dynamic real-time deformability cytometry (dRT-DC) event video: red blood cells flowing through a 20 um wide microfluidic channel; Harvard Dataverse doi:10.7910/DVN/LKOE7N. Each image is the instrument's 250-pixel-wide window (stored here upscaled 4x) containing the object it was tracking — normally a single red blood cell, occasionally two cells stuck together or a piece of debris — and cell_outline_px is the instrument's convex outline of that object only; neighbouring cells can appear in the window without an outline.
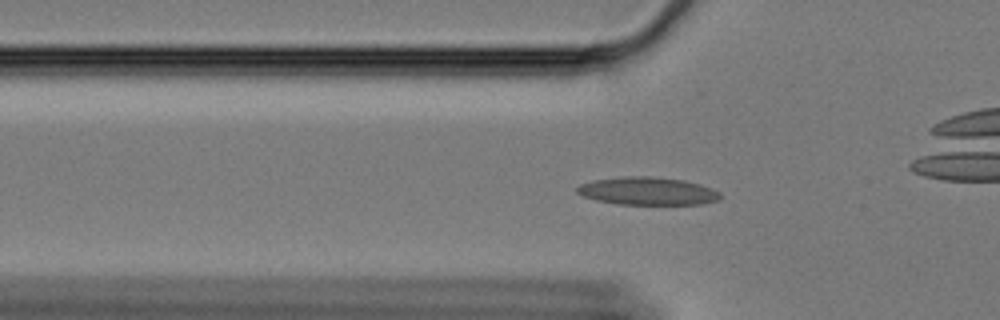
{"species": "Egyptian fruit bat (a non-hibernating species)", "species_latin": "Rousettus aegyptiacus", "temperature_condition": "cold", "stored_images_in_passage": 60, "camera_frame_rate_fps": 3000, "um_per_image_px": 0.085, "animal": {"sex": "female"}, "frame": {"image": 1, "passage_image": 19, "time_ms": 6.0, "image_size_px": [1000, 320], "cell_outline_px": [[720, 200], [704, 204], [616, 204], [596, 200], [584, 196], [576, 192], [576, 188], [580, 184], [592, 180], [624, 176], [652, 176], [684, 180], [700, 184], [712, 188], [720, 192]], "centroid_in_image_um": [55.05, 16.24], "position_along_channel_um": 70.7, "area_um2": 23.41}}
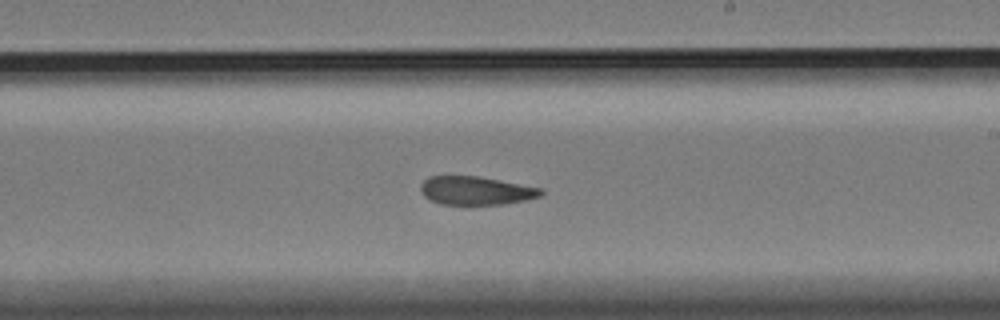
{"frame": {"image": 2, "passage_image": 35, "time_ms": 11.333, "image_size_px": [1000, 320], "cell_outline_px": [[544, 192], [540, 196], [524, 200], [504, 204], [440, 204], [428, 200], [420, 192], [420, 184], [428, 176], [476, 176], [544, 188]], "centroid_in_image_um": [40.42, 16.2], "position_along_channel_um": 248.6, "area_um2": 20.0}}
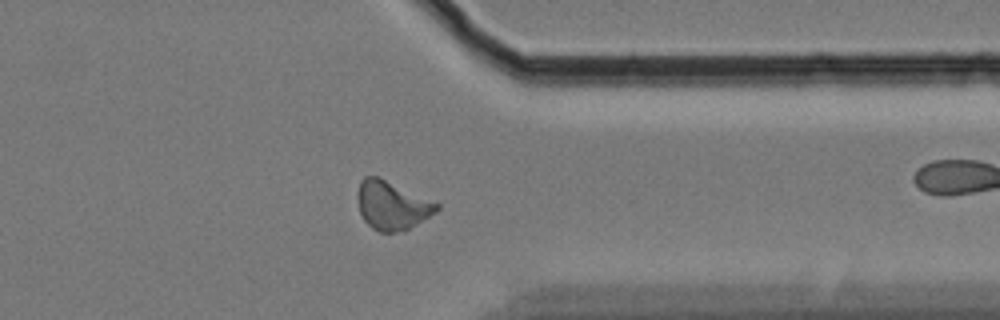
{"frame": {"image": 3, "passage_image": 47, "time_ms": 15.333, "image_size_px": [1000, 320], "cell_outline_px": [[440, 208], [436, 212], [404, 232], [380, 232], [372, 228], [364, 220], [360, 212], [356, 196], [360, 180], [364, 176], [376, 176], [440, 204]], "centroid_in_image_um": [33.3, 17.47], "position_along_channel_um": 378.1, "area_um2": 22.31}, "authors_computed_cell_mechanics": {"area_um2": 21.4149, "velocity_mm_per_s": 3.3263, "shape_relaxation_time_tau1_ms": null, "shape_relaxation_time_tau2_ms": 2.7112, "deformation_change_tau1": null, "deformation_change_tau2": 0.1016}}